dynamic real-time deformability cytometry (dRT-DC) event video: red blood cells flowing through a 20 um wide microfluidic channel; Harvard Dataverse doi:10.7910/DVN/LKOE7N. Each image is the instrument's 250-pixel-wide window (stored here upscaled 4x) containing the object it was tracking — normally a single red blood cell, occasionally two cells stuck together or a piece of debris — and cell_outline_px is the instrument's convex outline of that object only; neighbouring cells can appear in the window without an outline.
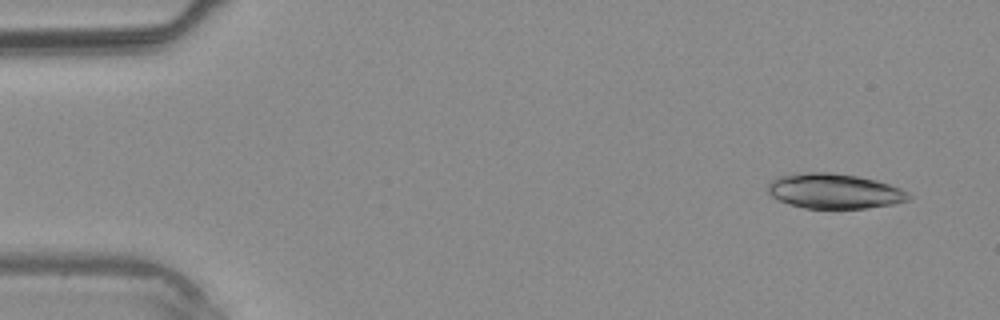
{"species": "common noctule bat (a hibernating species)", "species_latin": "Nyctalus noctula", "temperature_condition": "warm", "stored_images_in_passage": 35, "camera_frame_rate_fps": 3000, "um_per_image_px": 0.085, "animal": {"sex": "male", "body_mass_g": 20.4}, "frame": {"image": 1, "passage_image": 1, "time_ms": 0.0, "image_size_px": [1000, 320], "cell_outline_px": [[912, 200], [892, 204], [868, 208], [804, 208], [788, 204], [772, 196], [768, 192], [768, 184], [772, 180], [780, 176], [808, 172], [828, 172], [856, 176], [876, 180], [900, 188], [908, 192], [912, 196]], "centroid_in_image_um": [70.95, 16.25], "position_along_channel_um": 14.0, "area_um2": 28.61}}
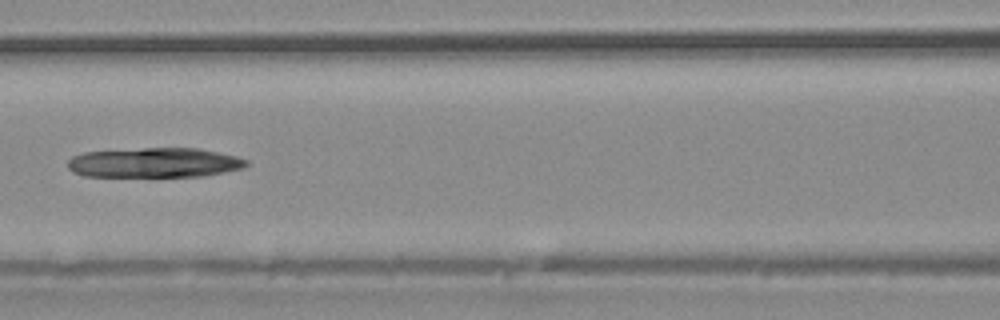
{"frame": {"image": 2, "passage_image": 15, "time_ms": 4.667, "image_size_px": [1000, 320], "cell_outline_px": [[248, 164], [244, 168], [204, 176], [84, 176], [72, 172], [68, 168], [68, 160], [72, 156], [84, 152], [144, 148], [196, 148], [236, 156], [248, 160]], "centroid_in_image_um": [13.12, 13.83], "position_along_channel_um": 153.5, "area_um2": 30.92}}
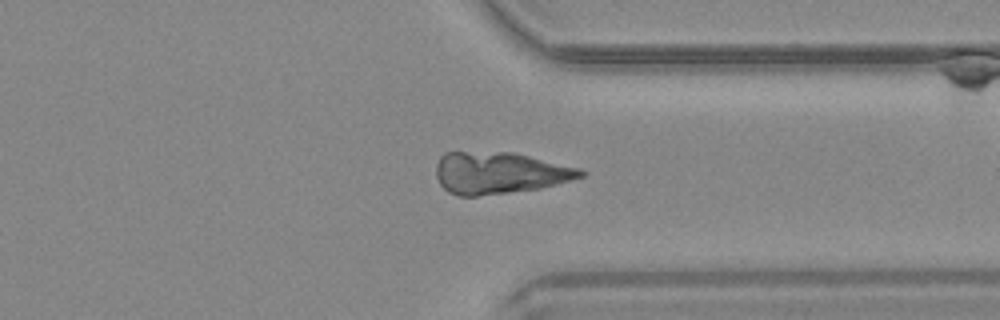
{"frame": {"image": 3, "passage_image": 27, "time_ms": 8.667, "image_size_px": [1000, 320], "cell_outline_px": [[588, 172], [584, 176], [556, 184], [540, 188], [476, 196], [456, 196], [448, 192], [440, 184], [436, 176], [436, 164], [440, 156], [444, 152], [512, 152], [580, 168]], "centroid_in_image_um": [42.43, 14.69], "position_along_channel_um": 369.0, "area_um2": 35.14}}